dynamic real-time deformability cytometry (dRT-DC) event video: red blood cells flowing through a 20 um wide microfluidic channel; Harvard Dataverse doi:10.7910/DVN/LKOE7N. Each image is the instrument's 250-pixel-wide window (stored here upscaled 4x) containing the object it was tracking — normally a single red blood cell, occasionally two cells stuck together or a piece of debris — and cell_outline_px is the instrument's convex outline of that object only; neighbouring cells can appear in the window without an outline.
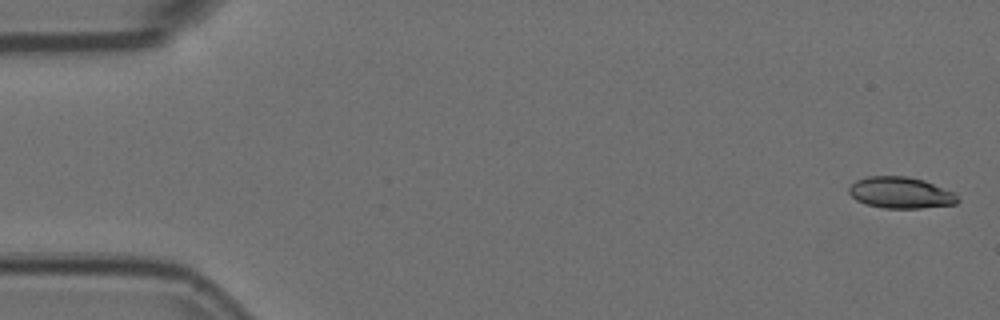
{"species": "Egyptian fruit bat (a non-hibernating species)", "species_latin": "Rousettus aegyptiacus", "temperature_condition": "room temperature", "stored_images_in_passage": 54, "camera_frame_rate_fps": 3000, "um_per_image_px": 0.085, "animal": {"sex": "female"}, "frame": {"image": 1, "passage_image": 2, "time_ms": 0.333, "image_size_px": [1000, 320], "cell_outline_px": [[960, 200], [956, 204], [920, 208], [884, 208], [864, 204], [856, 200], [848, 192], [848, 188], [856, 180], [868, 176], [908, 176], [924, 180], [952, 192]], "centroid_in_image_um": [76.52, 16.38], "position_along_channel_um": 8.5, "area_um2": 19.83}}
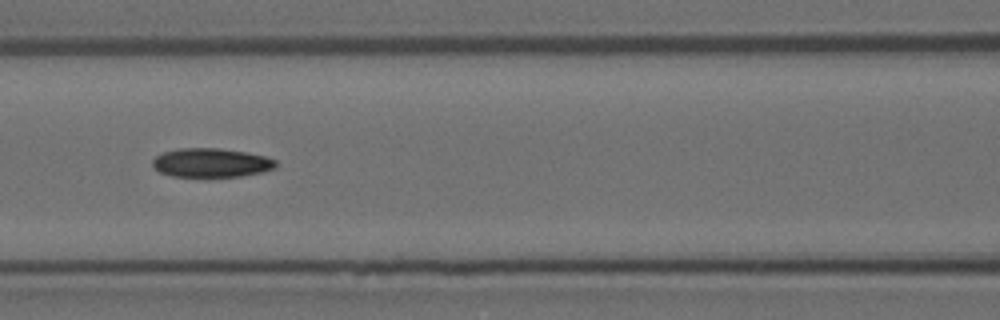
{"frame": {"image": 2, "passage_image": 24, "time_ms": 7.667, "image_size_px": [1000, 320], "cell_outline_px": [[276, 168], [264, 172], [240, 176], [172, 176], [160, 172], [152, 164], [152, 160], [156, 156], [164, 152], [176, 148], [220, 148], [244, 152], [264, 156], [276, 160]], "centroid_in_image_um": [17.96, 13.83], "position_along_channel_um": 148.6, "area_um2": 20.69}}
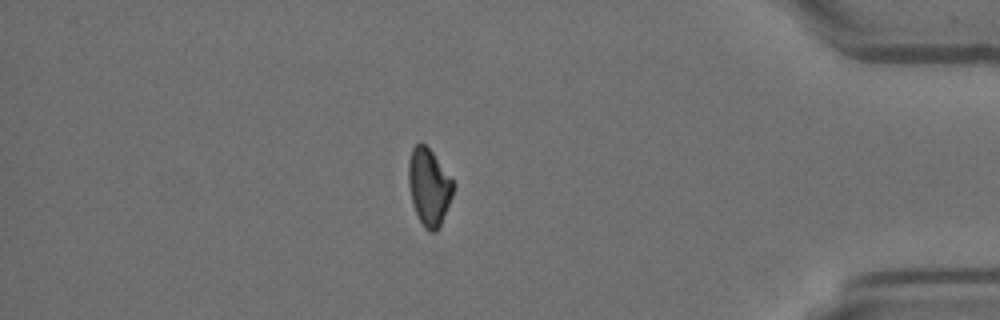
{"frame": {"image": 3, "passage_image": 47, "time_ms": 15.333, "image_size_px": [1000, 320], "cell_outline_px": [[452, 196], [440, 224], [436, 232], [428, 232], [424, 228], [412, 204], [408, 184], [408, 160], [412, 148], [420, 140], [432, 152], [452, 180]], "centroid_in_image_um": [36.41, 15.88], "position_along_channel_um": 398.8, "area_um2": 19.77}}